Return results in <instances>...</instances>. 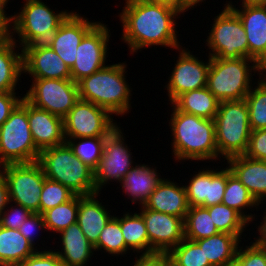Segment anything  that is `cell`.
Listing matches in <instances>:
<instances>
[{
	"mask_svg": "<svg viewBox=\"0 0 266 266\" xmlns=\"http://www.w3.org/2000/svg\"><path fill=\"white\" fill-rule=\"evenodd\" d=\"M121 12L123 23V40L131 48L130 52L153 45L171 48L181 46L177 41L175 17L180 15L178 9L163 2L144 0H125Z\"/></svg>",
	"mask_w": 266,
	"mask_h": 266,
	"instance_id": "6da1fadb",
	"label": "cell"
},
{
	"mask_svg": "<svg viewBox=\"0 0 266 266\" xmlns=\"http://www.w3.org/2000/svg\"><path fill=\"white\" fill-rule=\"evenodd\" d=\"M171 115L173 154L178 160H214L218 157L215 122L179 111Z\"/></svg>",
	"mask_w": 266,
	"mask_h": 266,
	"instance_id": "7a4b0ae2",
	"label": "cell"
},
{
	"mask_svg": "<svg viewBox=\"0 0 266 266\" xmlns=\"http://www.w3.org/2000/svg\"><path fill=\"white\" fill-rule=\"evenodd\" d=\"M126 65H106L77 82L79 99L94 103L110 115H124L130 108V87L125 81ZM125 72V73H124Z\"/></svg>",
	"mask_w": 266,
	"mask_h": 266,
	"instance_id": "3957f363",
	"label": "cell"
},
{
	"mask_svg": "<svg viewBox=\"0 0 266 266\" xmlns=\"http://www.w3.org/2000/svg\"><path fill=\"white\" fill-rule=\"evenodd\" d=\"M37 162L46 178L61 183L76 195L97 193L94 169L75 155L68 142L41 150Z\"/></svg>",
	"mask_w": 266,
	"mask_h": 266,
	"instance_id": "277c9868",
	"label": "cell"
},
{
	"mask_svg": "<svg viewBox=\"0 0 266 266\" xmlns=\"http://www.w3.org/2000/svg\"><path fill=\"white\" fill-rule=\"evenodd\" d=\"M252 63V66H249ZM251 68V69H250ZM265 72L264 68L250 58L221 59L210 57L207 88L219 102L243 100L250 92L251 71Z\"/></svg>",
	"mask_w": 266,
	"mask_h": 266,
	"instance_id": "5b68a950",
	"label": "cell"
},
{
	"mask_svg": "<svg viewBox=\"0 0 266 266\" xmlns=\"http://www.w3.org/2000/svg\"><path fill=\"white\" fill-rule=\"evenodd\" d=\"M214 122L218 155L226 160L244 155L251 134L246 100L220 102Z\"/></svg>",
	"mask_w": 266,
	"mask_h": 266,
	"instance_id": "8992f818",
	"label": "cell"
},
{
	"mask_svg": "<svg viewBox=\"0 0 266 266\" xmlns=\"http://www.w3.org/2000/svg\"><path fill=\"white\" fill-rule=\"evenodd\" d=\"M40 150L35 146L28 121V101L21 103L0 126V167L5 164L37 162Z\"/></svg>",
	"mask_w": 266,
	"mask_h": 266,
	"instance_id": "52a82bcc",
	"label": "cell"
},
{
	"mask_svg": "<svg viewBox=\"0 0 266 266\" xmlns=\"http://www.w3.org/2000/svg\"><path fill=\"white\" fill-rule=\"evenodd\" d=\"M23 9L12 16L13 27L20 38L21 47L46 43L52 34L71 14L67 11L54 13L41 0H26Z\"/></svg>",
	"mask_w": 266,
	"mask_h": 266,
	"instance_id": "ba28073f",
	"label": "cell"
},
{
	"mask_svg": "<svg viewBox=\"0 0 266 266\" xmlns=\"http://www.w3.org/2000/svg\"><path fill=\"white\" fill-rule=\"evenodd\" d=\"M224 10L215 17L207 46L212 50L209 57L221 59L249 58V45L243 24L238 15L225 4Z\"/></svg>",
	"mask_w": 266,
	"mask_h": 266,
	"instance_id": "9c48e42d",
	"label": "cell"
},
{
	"mask_svg": "<svg viewBox=\"0 0 266 266\" xmlns=\"http://www.w3.org/2000/svg\"><path fill=\"white\" fill-rule=\"evenodd\" d=\"M0 169L9 193V201L40 213V196L45 175L38 162L5 164Z\"/></svg>",
	"mask_w": 266,
	"mask_h": 266,
	"instance_id": "30bf717a",
	"label": "cell"
},
{
	"mask_svg": "<svg viewBox=\"0 0 266 266\" xmlns=\"http://www.w3.org/2000/svg\"><path fill=\"white\" fill-rule=\"evenodd\" d=\"M24 98L37 108L62 119L79 100L78 85L72 79H34Z\"/></svg>",
	"mask_w": 266,
	"mask_h": 266,
	"instance_id": "8fae6325",
	"label": "cell"
},
{
	"mask_svg": "<svg viewBox=\"0 0 266 266\" xmlns=\"http://www.w3.org/2000/svg\"><path fill=\"white\" fill-rule=\"evenodd\" d=\"M109 114L104 108L79 99L63 119L65 139L106 137L117 126Z\"/></svg>",
	"mask_w": 266,
	"mask_h": 266,
	"instance_id": "7c38bea8",
	"label": "cell"
},
{
	"mask_svg": "<svg viewBox=\"0 0 266 266\" xmlns=\"http://www.w3.org/2000/svg\"><path fill=\"white\" fill-rule=\"evenodd\" d=\"M120 127L116 126L106 137L103 143L102 157L94 169L95 189L97 193L108 181L121 182L125 175L132 169L130 150L124 144ZM125 145V146H124Z\"/></svg>",
	"mask_w": 266,
	"mask_h": 266,
	"instance_id": "4fadbf2b",
	"label": "cell"
},
{
	"mask_svg": "<svg viewBox=\"0 0 266 266\" xmlns=\"http://www.w3.org/2000/svg\"><path fill=\"white\" fill-rule=\"evenodd\" d=\"M109 29L97 23L82 39L76 50V60L70 68L71 79L78 82L86 76L103 69L109 42Z\"/></svg>",
	"mask_w": 266,
	"mask_h": 266,
	"instance_id": "5bb4252c",
	"label": "cell"
},
{
	"mask_svg": "<svg viewBox=\"0 0 266 266\" xmlns=\"http://www.w3.org/2000/svg\"><path fill=\"white\" fill-rule=\"evenodd\" d=\"M149 240V254L169 253L185 238L184 219L142 206Z\"/></svg>",
	"mask_w": 266,
	"mask_h": 266,
	"instance_id": "9a60e30c",
	"label": "cell"
},
{
	"mask_svg": "<svg viewBox=\"0 0 266 266\" xmlns=\"http://www.w3.org/2000/svg\"><path fill=\"white\" fill-rule=\"evenodd\" d=\"M209 68L210 57L208 63H204L192 53L190 54L187 49L180 51L167 84L168 97L171 103L186 92L206 87Z\"/></svg>",
	"mask_w": 266,
	"mask_h": 266,
	"instance_id": "2e32d148",
	"label": "cell"
},
{
	"mask_svg": "<svg viewBox=\"0 0 266 266\" xmlns=\"http://www.w3.org/2000/svg\"><path fill=\"white\" fill-rule=\"evenodd\" d=\"M22 54L23 72L34 79H71L70 67L47 43L26 46Z\"/></svg>",
	"mask_w": 266,
	"mask_h": 266,
	"instance_id": "e0dca14e",
	"label": "cell"
},
{
	"mask_svg": "<svg viewBox=\"0 0 266 266\" xmlns=\"http://www.w3.org/2000/svg\"><path fill=\"white\" fill-rule=\"evenodd\" d=\"M241 20L249 45V58L266 66V4L242 3L238 10L231 3L227 4Z\"/></svg>",
	"mask_w": 266,
	"mask_h": 266,
	"instance_id": "ac0fdd59",
	"label": "cell"
},
{
	"mask_svg": "<svg viewBox=\"0 0 266 266\" xmlns=\"http://www.w3.org/2000/svg\"><path fill=\"white\" fill-rule=\"evenodd\" d=\"M98 22H89L77 13H71L46 42L70 68L76 60V50L84 36Z\"/></svg>",
	"mask_w": 266,
	"mask_h": 266,
	"instance_id": "d6986e66",
	"label": "cell"
},
{
	"mask_svg": "<svg viewBox=\"0 0 266 266\" xmlns=\"http://www.w3.org/2000/svg\"><path fill=\"white\" fill-rule=\"evenodd\" d=\"M227 185V168L199 171L185 186L190 207H209L222 203Z\"/></svg>",
	"mask_w": 266,
	"mask_h": 266,
	"instance_id": "ffe728a7",
	"label": "cell"
},
{
	"mask_svg": "<svg viewBox=\"0 0 266 266\" xmlns=\"http://www.w3.org/2000/svg\"><path fill=\"white\" fill-rule=\"evenodd\" d=\"M28 121L33 141L40 151L66 142L62 118L28 102Z\"/></svg>",
	"mask_w": 266,
	"mask_h": 266,
	"instance_id": "44dd1931",
	"label": "cell"
},
{
	"mask_svg": "<svg viewBox=\"0 0 266 266\" xmlns=\"http://www.w3.org/2000/svg\"><path fill=\"white\" fill-rule=\"evenodd\" d=\"M144 207L185 220L190 209L185 186L180 187L170 180L162 179Z\"/></svg>",
	"mask_w": 266,
	"mask_h": 266,
	"instance_id": "7402d4cb",
	"label": "cell"
},
{
	"mask_svg": "<svg viewBox=\"0 0 266 266\" xmlns=\"http://www.w3.org/2000/svg\"><path fill=\"white\" fill-rule=\"evenodd\" d=\"M227 162L231 172L248 189L258 204H261L266 197V161L241 155L229 158Z\"/></svg>",
	"mask_w": 266,
	"mask_h": 266,
	"instance_id": "603a6c76",
	"label": "cell"
},
{
	"mask_svg": "<svg viewBox=\"0 0 266 266\" xmlns=\"http://www.w3.org/2000/svg\"><path fill=\"white\" fill-rule=\"evenodd\" d=\"M99 193L79 195L77 223L85 237L94 246L106 224L113 217L109 215L105 206L96 200Z\"/></svg>",
	"mask_w": 266,
	"mask_h": 266,
	"instance_id": "cb8c5ba5",
	"label": "cell"
},
{
	"mask_svg": "<svg viewBox=\"0 0 266 266\" xmlns=\"http://www.w3.org/2000/svg\"><path fill=\"white\" fill-rule=\"evenodd\" d=\"M62 249L55 251L65 266H85L92 256L94 246L85 237L78 223L71 224L60 232ZM64 252V253H63Z\"/></svg>",
	"mask_w": 266,
	"mask_h": 266,
	"instance_id": "d4e9b609",
	"label": "cell"
},
{
	"mask_svg": "<svg viewBox=\"0 0 266 266\" xmlns=\"http://www.w3.org/2000/svg\"><path fill=\"white\" fill-rule=\"evenodd\" d=\"M148 165H135L120 182L123 190L132 199V203L139 201L142 206L148 201L150 194L156 189L162 179L156 169Z\"/></svg>",
	"mask_w": 266,
	"mask_h": 266,
	"instance_id": "484cf974",
	"label": "cell"
},
{
	"mask_svg": "<svg viewBox=\"0 0 266 266\" xmlns=\"http://www.w3.org/2000/svg\"><path fill=\"white\" fill-rule=\"evenodd\" d=\"M13 35L0 37V93L15 92L23 72V54L17 53ZM16 52V53H15Z\"/></svg>",
	"mask_w": 266,
	"mask_h": 266,
	"instance_id": "4316f807",
	"label": "cell"
},
{
	"mask_svg": "<svg viewBox=\"0 0 266 266\" xmlns=\"http://www.w3.org/2000/svg\"><path fill=\"white\" fill-rule=\"evenodd\" d=\"M239 241L241 240L233 234L219 232L195 242L203 248L205 258L212 266H224L235 261Z\"/></svg>",
	"mask_w": 266,
	"mask_h": 266,
	"instance_id": "83f0119b",
	"label": "cell"
},
{
	"mask_svg": "<svg viewBox=\"0 0 266 266\" xmlns=\"http://www.w3.org/2000/svg\"><path fill=\"white\" fill-rule=\"evenodd\" d=\"M35 252L19 230L0 226V266H17Z\"/></svg>",
	"mask_w": 266,
	"mask_h": 266,
	"instance_id": "f1b7e54d",
	"label": "cell"
},
{
	"mask_svg": "<svg viewBox=\"0 0 266 266\" xmlns=\"http://www.w3.org/2000/svg\"><path fill=\"white\" fill-rule=\"evenodd\" d=\"M219 103L206 86L180 95L172 104L184 113L214 120Z\"/></svg>",
	"mask_w": 266,
	"mask_h": 266,
	"instance_id": "f546056e",
	"label": "cell"
},
{
	"mask_svg": "<svg viewBox=\"0 0 266 266\" xmlns=\"http://www.w3.org/2000/svg\"><path fill=\"white\" fill-rule=\"evenodd\" d=\"M120 218V226L128 249L144 251L142 255H149V240L144 218L140 213L130 215L125 213Z\"/></svg>",
	"mask_w": 266,
	"mask_h": 266,
	"instance_id": "4dcf8cb0",
	"label": "cell"
},
{
	"mask_svg": "<svg viewBox=\"0 0 266 266\" xmlns=\"http://www.w3.org/2000/svg\"><path fill=\"white\" fill-rule=\"evenodd\" d=\"M222 203L226 206L235 209L239 212L248 222H252L253 216L245 215L244 208L258 206V202L250 194L248 189L241 183V181L231 172L227 167V185L223 196Z\"/></svg>",
	"mask_w": 266,
	"mask_h": 266,
	"instance_id": "1f68e13d",
	"label": "cell"
},
{
	"mask_svg": "<svg viewBox=\"0 0 266 266\" xmlns=\"http://www.w3.org/2000/svg\"><path fill=\"white\" fill-rule=\"evenodd\" d=\"M185 238L196 241L219 233L208 209L203 206L190 207L184 220Z\"/></svg>",
	"mask_w": 266,
	"mask_h": 266,
	"instance_id": "d6a6232c",
	"label": "cell"
},
{
	"mask_svg": "<svg viewBox=\"0 0 266 266\" xmlns=\"http://www.w3.org/2000/svg\"><path fill=\"white\" fill-rule=\"evenodd\" d=\"M217 230L222 233L233 234L239 239L248 225V221L235 209L223 203L206 207Z\"/></svg>",
	"mask_w": 266,
	"mask_h": 266,
	"instance_id": "836d02e7",
	"label": "cell"
},
{
	"mask_svg": "<svg viewBox=\"0 0 266 266\" xmlns=\"http://www.w3.org/2000/svg\"><path fill=\"white\" fill-rule=\"evenodd\" d=\"M78 207L79 195H75L68 202L45 211L42 215L44 217L46 229L60 233L71 224L76 223Z\"/></svg>",
	"mask_w": 266,
	"mask_h": 266,
	"instance_id": "e575fe53",
	"label": "cell"
},
{
	"mask_svg": "<svg viewBox=\"0 0 266 266\" xmlns=\"http://www.w3.org/2000/svg\"><path fill=\"white\" fill-rule=\"evenodd\" d=\"M266 77V74L264 75ZM258 81L256 88L251 89L245 97L249 111L250 129H266V78ZM254 90V91H253Z\"/></svg>",
	"mask_w": 266,
	"mask_h": 266,
	"instance_id": "d590c367",
	"label": "cell"
},
{
	"mask_svg": "<svg viewBox=\"0 0 266 266\" xmlns=\"http://www.w3.org/2000/svg\"><path fill=\"white\" fill-rule=\"evenodd\" d=\"M170 261L175 266H212L205 258L203 248L195 241L184 238L169 253Z\"/></svg>",
	"mask_w": 266,
	"mask_h": 266,
	"instance_id": "8d00e7d4",
	"label": "cell"
},
{
	"mask_svg": "<svg viewBox=\"0 0 266 266\" xmlns=\"http://www.w3.org/2000/svg\"><path fill=\"white\" fill-rule=\"evenodd\" d=\"M102 248L113 255L126 254L129 250L125 245L119 217L113 216L102 230L94 251Z\"/></svg>",
	"mask_w": 266,
	"mask_h": 266,
	"instance_id": "74e56055",
	"label": "cell"
},
{
	"mask_svg": "<svg viewBox=\"0 0 266 266\" xmlns=\"http://www.w3.org/2000/svg\"><path fill=\"white\" fill-rule=\"evenodd\" d=\"M78 139L80 142L77 143L75 140ZM104 140L105 137H86L75 138L73 141L66 140V142H68V144L72 147L75 155L78 158H80L91 168L95 169L102 157Z\"/></svg>",
	"mask_w": 266,
	"mask_h": 266,
	"instance_id": "f35d334b",
	"label": "cell"
},
{
	"mask_svg": "<svg viewBox=\"0 0 266 266\" xmlns=\"http://www.w3.org/2000/svg\"><path fill=\"white\" fill-rule=\"evenodd\" d=\"M76 194L59 182L45 177L40 196V214L71 200Z\"/></svg>",
	"mask_w": 266,
	"mask_h": 266,
	"instance_id": "ab89813d",
	"label": "cell"
},
{
	"mask_svg": "<svg viewBox=\"0 0 266 266\" xmlns=\"http://www.w3.org/2000/svg\"><path fill=\"white\" fill-rule=\"evenodd\" d=\"M235 260L240 266H266V249L253 242L243 251L242 248L238 249Z\"/></svg>",
	"mask_w": 266,
	"mask_h": 266,
	"instance_id": "60d3db41",
	"label": "cell"
},
{
	"mask_svg": "<svg viewBox=\"0 0 266 266\" xmlns=\"http://www.w3.org/2000/svg\"><path fill=\"white\" fill-rule=\"evenodd\" d=\"M244 155L254 160L266 161V129L251 131Z\"/></svg>",
	"mask_w": 266,
	"mask_h": 266,
	"instance_id": "b9f144b4",
	"label": "cell"
},
{
	"mask_svg": "<svg viewBox=\"0 0 266 266\" xmlns=\"http://www.w3.org/2000/svg\"><path fill=\"white\" fill-rule=\"evenodd\" d=\"M17 208L10 207V210L5 209L0 214V226L18 230L24 221L32 214V212L21 205L15 204ZM11 211V212H10ZM10 213V214H9Z\"/></svg>",
	"mask_w": 266,
	"mask_h": 266,
	"instance_id": "7bdbcfd3",
	"label": "cell"
},
{
	"mask_svg": "<svg viewBox=\"0 0 266 266\" xmlns=\"http://www.w3.org/2000/svg\"><path fill=\"white\" fill-rule=\"evenodd\" d=\"M17 266H65L59 256L52 250L36 251Z\"/></svg>",
	"mask_w": 266,
	"mask_h": 266,
	"instance_id": "ee69618b",
	"label": "cell"
},
{
	"mask_svg": "<svg viewBox=\"0 0 266 266\" xmlns=\"http://www.w3.org/2000/svg\"><path fill=\"white\" fill-rule=\"evenodd\" d=\"M36 229H46V225L44 222V217L40 213H32L21 225V227L18 229L19 232L22 234L23 237H25L29 243H31L33 246L34 243V232ZM37 234V233H36Z\"/></svg>",
	"mask_w": 266,
	"mask_h": 266,
	"instance_id": "f6af8a7d",
	"label": "cell"
},
{
	"mask_svg": "<svg viewBox=\"0 0 266 266\" xmlns=\"http://www.w3.org/2000/svg\"><path fill=\"white\" fill-rule=\"evenodd\" d=\"M15 95V92L0 93V126L9 118V115L23 100V97L19 99Z\"/></svg>",
	"mask_w": 266,
	"mask_h": 266,
	"instance_id": "bcb514c9",
	"label": "cell"
},
{
	"mask_svg": "<svg viewBox=\"0 0 266 266\" xmlns=\"http://www.w3.org/2000/svg\"><path fill=\"white\" fill-rule=\"evenodd\" d=\"M170 262L168 253L141 254L134 262V266H167Z\"/></svg>",
	"mask_w": 266,
	"mask_h": 266,
	"instance_id": "7dc6e473",
	"label": "cell"
},
{
	"mask_svg": "<svg viewBox=\"0 0 266 266\" xmlns=\"http://www.w3.org/2000/svg\"><path fill=\"white\" fill-rule=\"evenodd\" d=\"M8 1L9 0H0V37H5L13 34V32H10L11 26L9 25L10 23H12V15L7 16L4 10Z\"/></svg>",
	"mask_w": 266,
	"mask_h": 266,
	"instance_id": "c3c4849f",
	"label": "cell"
},
{
	"mask_svg": "<svg viewBox=\"0 0 266 266\" xmlns=\"http://www.w3.org/2000/svg\"><path fill=\"white\" fill-rule=\"evenodd\" d=\"M8 185L7 182L0 171V214L4 209H7L6 206L10 204Z\"/></svg>",
	"mask_w": 266,
	"mask_h": 266,
	"instance_id": "681fc988",
	"label": "cell"
},
{
	"mask_svg": "<svg viewBox=\"0 0 266 266\" xmlns=\"http://www.w3.org/2000/svg\"><path fill=\"white\" fill-rule=\"evenodd\" d=\"M266 214V212H265ZM261 225L258 227L259 236L257 240L255 239V244H257L259 247L266 249V215L263 217V221L260 222Z\"/></svg>",
	"mask_w": 266,
	"mask_h": 266,
	"instance_id": "f907efd6",
	"label": "cell"
},
{
	"mask_svg": "<svg viewBox=\"0 0 266 266\" xmlns=\"http://www.w3.org/2000/svg\"><path fill=\"white\" fill-rule=\"evenodd\" d=\"M203 0H176V8L183 13Z\"/></svg>",
	"mask_w": 266,
	"mask_h": 266,
	"instance_id": "816d5d0a",
	"label": "cell"
},
{
	"mask_svg": "<svg viewBox=\"0 0 266 266\" xmlns=\"http://www.w3.org/2000/svg\"><path fill=\"white\" fill-rule=\"evenodd\" d=\"M242 3H247V4H266V0H242Z\"/></svg>",
	"mask_w": 266,
	"mask_h": 266,
	"instance_id": "f5cc1de1",
	"label": "cell"
},
{
	"mask_svg": "<svg viewBox=\"0 0 266 266\" xmlns=\"http://www.w3.org/2000/svg\"><path fill=\"white\" fill-rule=\"evenodd\" d=\"M144 1H151V2H163L176 7V0H144Z\"/></svg>",
	"mask_w": 266,
	"mask_h": 266,
	"instance_id": "db71d44e",
	"label": "cell"
},
{
	"mask_svg": "<svg viewBox=\"0 0 266 266\" xmlns=\"http://www.w3.org/2000/svg\"><path fill=\"white\" fill-rule=\"evenodd\" d=\"M224 266H240V264L235 260V261H233L231 263H228V264H226Z\"/></svg>",
	"mask_w": 266,
	"mask_h": 266,
	"instance_id": "11a10c76",
	"label": "cell"
},
{
	"mask_svg": "<svg viewBox=\"0 0 266 266\" xmlns=\"http://www.w3.org/2000/svg\"><path fill=\"white\" fill-rule=\"evenodd\" d=\"M167 266H175L172 262H170Z\"/></svg>",
	"mask_w": 266,
	"mask_h": 266,
	"instance_id": "9f6ffc18",
	"label": "cell"
}]
</instances>
